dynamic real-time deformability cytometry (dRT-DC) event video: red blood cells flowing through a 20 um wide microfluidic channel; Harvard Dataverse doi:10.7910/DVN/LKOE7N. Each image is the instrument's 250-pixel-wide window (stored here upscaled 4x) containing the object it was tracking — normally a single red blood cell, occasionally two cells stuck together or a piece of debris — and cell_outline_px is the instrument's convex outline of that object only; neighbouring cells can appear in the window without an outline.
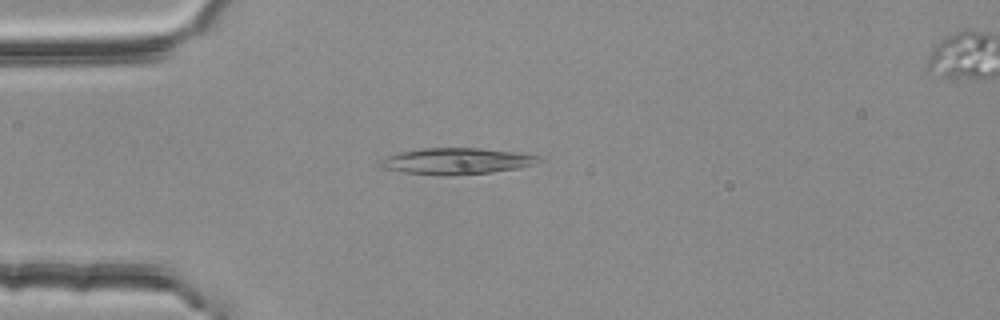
{"species": "common noctule bat (a hibernating species)", "species_latin": "Nyctalus noctula", "temperature_condition": "room temperature", "stored_images_in_passage": 2, "segment_of_instrument_passage": [1, 2], "camera_frame_rate_fps": 3000, "um_per_image_px": 0.085, "animal": {"sex": "female", "body_mass_g": 25.1}, "frame": {"image": 1, "passage_image": 1, "time_ms": 0.0, "image_size_px": [1000, 320], "cell_outline_px": [[540, 156], [532, 164], [520, 168], [492, 172], [452, 176], [404, 172], [384, 168], [376, 164], [380, 160], [388, 156], [400, 152], [420, 148], [480, 148], [512, 152]], "centroid_in_image_um": [38.73, 13.7], "position_along_channel_um": 46.3, "area_um2": 23.99}}